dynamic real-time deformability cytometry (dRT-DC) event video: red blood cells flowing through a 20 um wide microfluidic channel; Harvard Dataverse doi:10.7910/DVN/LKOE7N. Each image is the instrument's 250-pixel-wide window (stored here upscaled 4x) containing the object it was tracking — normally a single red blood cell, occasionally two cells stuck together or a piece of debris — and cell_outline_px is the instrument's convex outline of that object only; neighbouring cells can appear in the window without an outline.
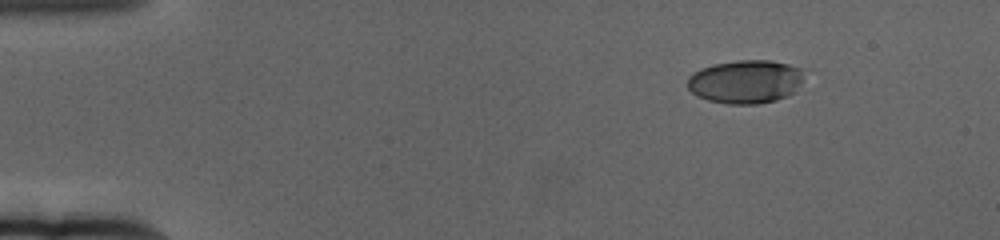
{"species": "human", "species_latin": "Homo sapiens", "temperature_condition": "cold", "stored_images_in_passage": 54, "camera_frame_rate_fps": 3000, "um_per_image_px": 0.085, "donor": {"sex": "female"}, "frame": {"image": 1, "passage_image": 1, "time_ms": 0.0, "image_size_px": [1000, 240], "cell_outline_px": [[800, 80], [796, 92], [788, 96], [776, 100], [756, 104], [728, 104], [708, 100], [696, 96], [688, 88], [688, 76], [692, 72], [700, 68], [712, 64], [736, 60], [768, 60], [788, 64], [800, 68]], "centroid_in_image_um": [63.31, 6.94], "position_along_channel_um": 21.7, "area_um2": 29.54}}
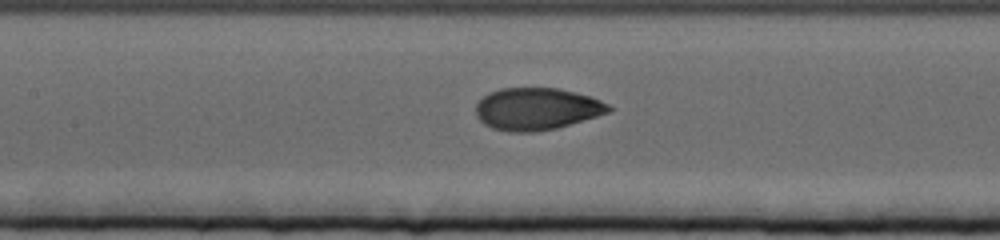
{"frame": {"image": 2, "passage_image": 22, "time_ms": 7.0, "image_size_px": [1000, 240], "cell_outline_px": [[612, 108], [608, 112], [596, 116], [556, 128], [536, 132], [508, 132], [492, 128], [484, 124], [476, 116], [476, 104], [488, 92], [500, 88], [556, 88], [588, 96], [600, 100], [608, 104]], "centroid_in_image_um": [45.57, 9.26], "position_along_channel_um": 161.8, "area_um2": 32.43}}
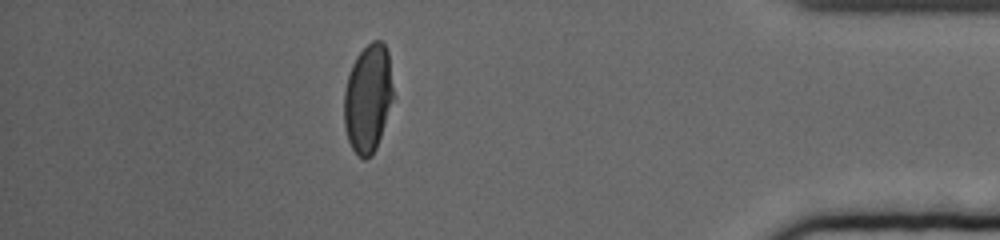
{"frame": {"image": 3, "passage_image": 47, "time_ms": 15.333, "image_size_px": [1000, 240], "cell_outline_px": [[396, 96], [376, 148], [372, 156], [364, 160], [352, 148], [348, 140], [344, 124], [344, 92], [348, 76], [352, 64], [356, 56], [372, 40], [380, 40], [384, 44], [388, 52]], "centroid_in_image_um": [31.32, 8.35], "position_along_channel_um": 403.9, "area_um2": 31.56}, "authors_computed_cell_mechanics": {"area_um2": 32.368, "velocity_mm_per_s": 3.3702, "shape_relaxation_time_tau1_ms": 5.5236, "shape_relaxation_time_tau2_ms": null, "deformation_change_tau1": 0.2004, "deformation_change_tau2": null}}